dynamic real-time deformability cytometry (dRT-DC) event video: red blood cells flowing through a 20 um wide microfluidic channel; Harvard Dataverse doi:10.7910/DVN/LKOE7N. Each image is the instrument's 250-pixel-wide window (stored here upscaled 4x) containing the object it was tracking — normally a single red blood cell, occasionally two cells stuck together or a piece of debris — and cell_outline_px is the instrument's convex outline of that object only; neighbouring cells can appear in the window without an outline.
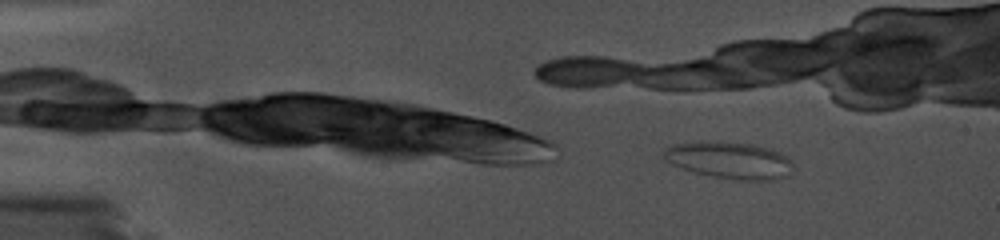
{"species": "common noctule bat (a hibernating species)", "species_latin": "Nyctalus noctula", "temperature_condition": "cold", "stored_images_in_passage": 17, "camera_frame_rate_fps": 5000, "um_per_image_px": 0.085, "animal": {"sex": "female", "body_mass_g": 19.0, "forearm_length_mm": 56.7}, "frame": {"image": 1, "passage_image": 3, "time_ms": 0.4, "image_size_px": [1000, 240], "cell_outline_px": [[796, 168], [764, 176], [720, 176], [700, 172], [684, 168], [668, 160], [660, 152], [664, 148], [672, 144], [700, 140], [752, 144], [768, 148], [780, 152], [788, 156], [792, 160]], "centroid_in_image_um": [61.86, 13.47], "position_along_channel_um": 23.1, "area_um2": 25.55}}